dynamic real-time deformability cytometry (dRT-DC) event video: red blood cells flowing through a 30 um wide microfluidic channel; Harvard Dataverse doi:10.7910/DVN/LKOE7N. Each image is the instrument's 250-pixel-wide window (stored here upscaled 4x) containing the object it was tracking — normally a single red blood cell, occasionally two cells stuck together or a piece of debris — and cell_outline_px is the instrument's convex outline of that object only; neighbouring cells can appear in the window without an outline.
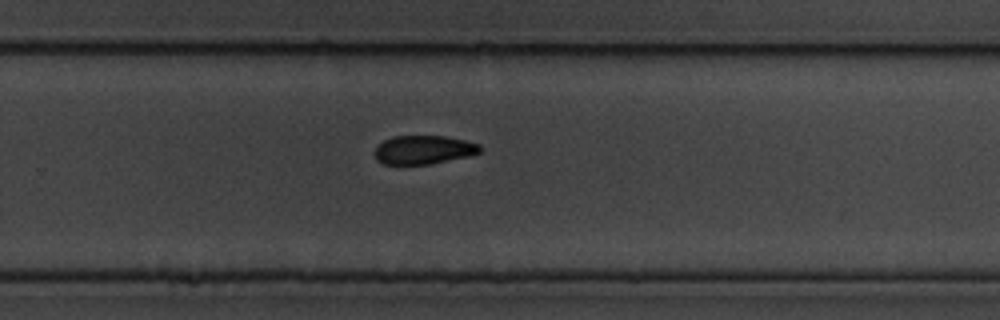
{"species": "common noctule bat (a hibernating species)", "species_latin": "Nyctalus noctula", "temperature_condition": "cold", "stored_images_in_passage": 12, "camera_frame_rate_fps": 3000, "um_per_image_px": 0.085, "animal": {"sex": "male", "body_mass_g": 19.5, "forearm_length_mm": 54.6}, "frame": {"image": 1, "passage_image": 12, "time_ms": 13.333, "image_size_px": [1000, 320], "cell_outline_px": [[480, 152], [468, 156], [428, 164], [384, 164], [376, 160], [376, 148], [384, 140], [392, 136], [444, 136], [464, 140], [480, 144]], "centroid_in_image_um": [36.0, 12.72], "position_along_channel_um": 293.8, "area_um2": 17.34}}